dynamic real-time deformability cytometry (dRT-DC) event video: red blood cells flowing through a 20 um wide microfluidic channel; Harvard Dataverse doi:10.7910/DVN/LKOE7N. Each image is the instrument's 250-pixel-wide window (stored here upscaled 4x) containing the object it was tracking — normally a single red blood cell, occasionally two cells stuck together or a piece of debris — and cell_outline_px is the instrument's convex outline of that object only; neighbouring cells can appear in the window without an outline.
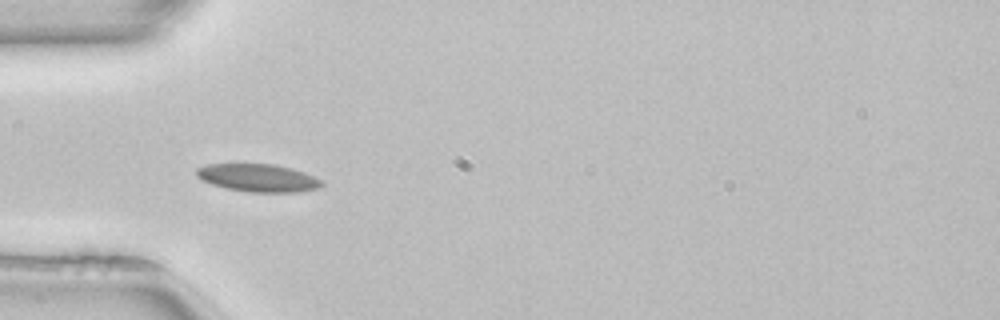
{"species": "common noctule bat (a hibernating species)", "species_latin": "Nyctalus noctula", "temperature_condition": "room temperature", "stored_images_in_passage": 50, "camera_frame_rate_fps": 3000, "um_per_image_px": 0.085, "animal": {"sex": "female", "body_mass_g": 22.7, "forearm_length_mm": 54.2}, "frame": {"image": 1, "passage_image": 15, "time_ms": 4.667, "image_size_px": [1000, 320], "cell_outline_px": [[324, 184], [320, 188], [300, 192], [248, 192], [228, 188], [212, 184], [200, 180], [196, 176], [196, 168], [208, 164], [272, 164], [292, 168], [304, 172], [320, 180]], "centroid_in_image_um": [21.93, 15.12], "position_along_channel_um": 63.1, "area_um2": 20.29}}